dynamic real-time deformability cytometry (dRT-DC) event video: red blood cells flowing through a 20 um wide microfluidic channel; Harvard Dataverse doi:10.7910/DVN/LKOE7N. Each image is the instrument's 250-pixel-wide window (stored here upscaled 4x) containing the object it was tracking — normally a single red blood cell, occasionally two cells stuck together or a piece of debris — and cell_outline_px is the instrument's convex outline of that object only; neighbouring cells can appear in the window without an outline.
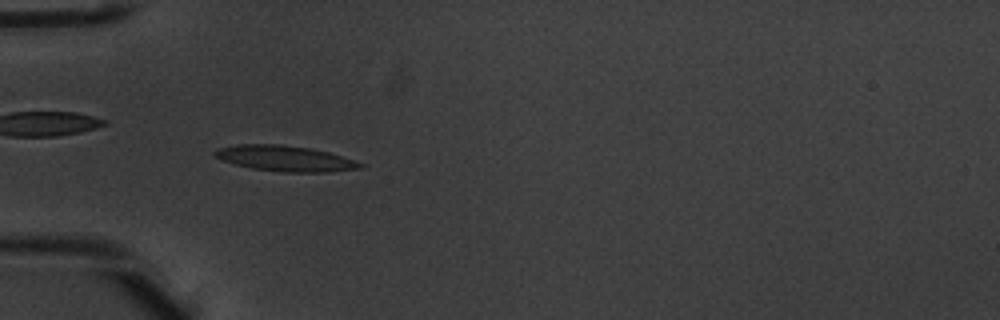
{"species": "common noctule bat (a hibernating species)", "species_latin": "Nyctalus noctula", "temperature_condition": "warm", "stored_images_in_passage": 5, "camera_frame_rate_fps": 3000, "um_per_image_px": 0.085, "animal": {"sex": "male", "body_mass_g": 20.1, "forearm_length_mm": 53.5}, "frame": {"image": 1, "passage_image": 4, "time_ms": 1.0, "image_size_px": [1000, 320], "cell_outline_px": [[364, 168], [328, 172], [284, 172], [252, 168], [220, 160], [212, 152], [216, 148], [236, 144], [280, 144], [312, 148], [328, 152], [364, 164]], "centroid_in_image_um": [24.2, 13.46], "position_along_channel_um": 60.8, "area_um2": 21.73}}